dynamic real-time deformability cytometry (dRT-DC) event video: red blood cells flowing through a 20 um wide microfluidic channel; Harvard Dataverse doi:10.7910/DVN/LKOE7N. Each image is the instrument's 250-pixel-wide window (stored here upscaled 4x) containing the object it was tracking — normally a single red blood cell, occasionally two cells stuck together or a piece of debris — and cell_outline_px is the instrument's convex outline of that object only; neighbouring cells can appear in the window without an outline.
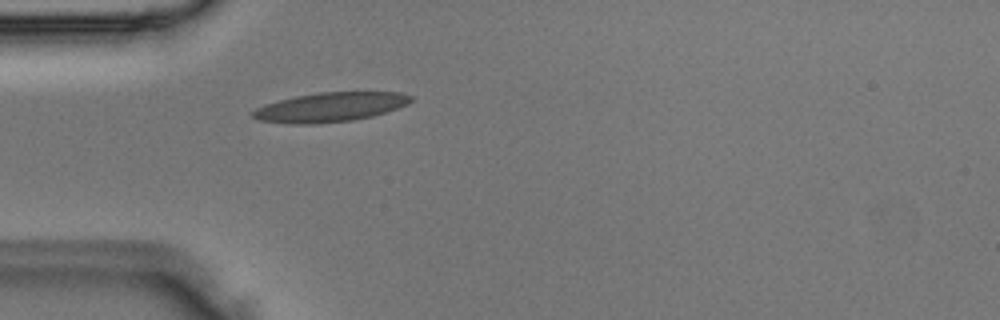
{"species": "Egyptian fruit bat (a non-hibernating species)", "species_latin": "Rousettus aegyptiacus", "temperature_condition": "room temperature", "stored_images_in_passage": 37, "camera_frame_rate_fps": 3000, "um_per_image_px": 0.085, "animal": {"sex": "male"}, "frame": {"image": 1, "passage_image": 3, "time_ms": 0.667, "image_size_px": [1000, 320], "cell_outline_px": [[412, 100], [408, 104], [372, 116], [352, 120], [312, 124], [288, 124], [260, 120], [252, 116], [252, 112], [256, 108], [264, 104], [296, 96], [320, 92], [400, 92], [412, 96]], "centroid_in_image_um": [28.05, 9.1], "position_along_channel_um": 56.9, "area_um2": 26.82}}
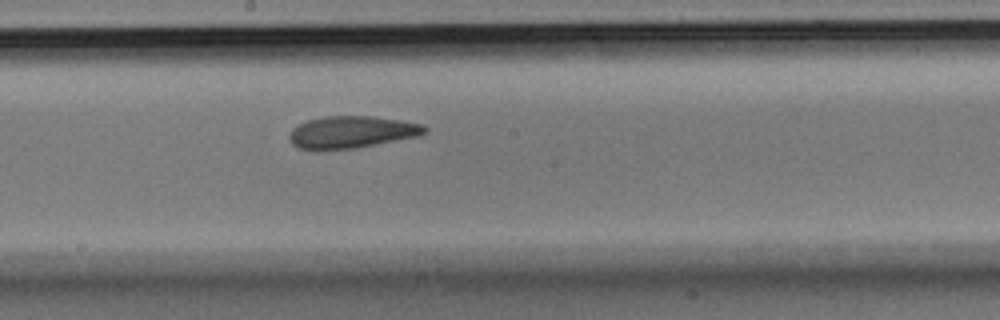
{"frame": {"image": 2, "passage_image": 15, "time_ms": 4.667, "image_size_px": [1000, 320], "cell_outline_px": [[428, 132], [420, 136], [356, 148], [300, 148], [292, 144], [288, 136], [292, 128], [308, 120], [324, 116], [372, 116], [400, 120], [424, 124], [428, 128]], "centroid_in_image_um": [29.97, 11.2], "position_along_channel_um": 218.2, "area_um2": 25.09}}
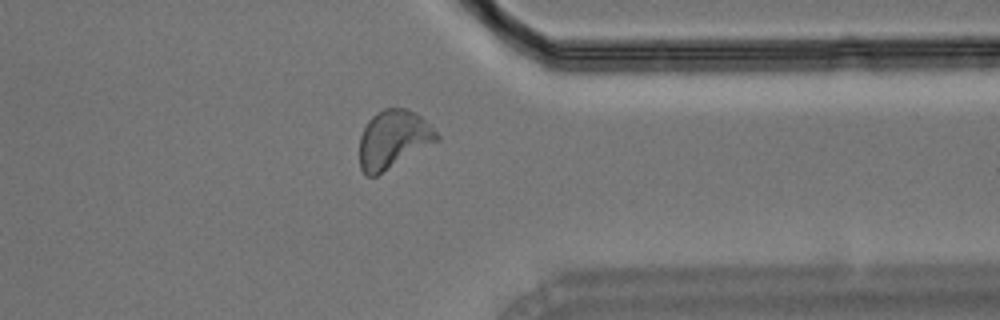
{"frame": {"image": 3, "passage_image": 27, "time_ms": 8.667, "image_size_px": [1000, 320], "cell_outline_px": [[440, 140], [376, 176], [368, 176], [360, 168], [360, 136], [368, 120], [376, 112], [384, 108], [408, 108], [420, 116], [440, 136]], "centroid_in_image_um": [33.42, 11.83], "position_along_channel_um": 378.0, "area_um2": 26.07}}